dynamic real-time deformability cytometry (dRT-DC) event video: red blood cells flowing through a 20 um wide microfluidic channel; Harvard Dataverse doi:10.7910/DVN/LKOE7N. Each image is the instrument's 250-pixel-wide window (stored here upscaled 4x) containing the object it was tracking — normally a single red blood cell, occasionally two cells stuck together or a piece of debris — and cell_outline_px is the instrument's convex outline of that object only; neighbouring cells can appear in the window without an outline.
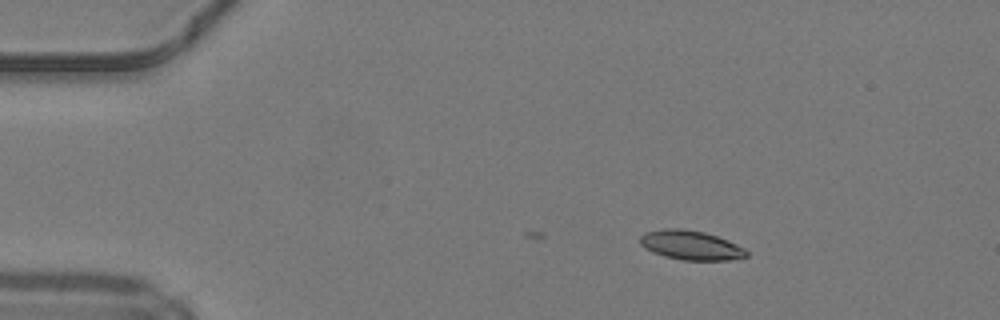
{"species": "common noctule bat (a hibernating species)", "species_latin": "Nyctalus noctula", "temperature_condition": "warm", "stored_images_in_passage": 4, "camera_frame_rate_fps": 3000, "um_per_image_px": 0.085, "animal": {"sex": "male", "body_mass_g": 19.2, "forearm_length_mm": 51.8}, "frame": {"image": 1, "passage_image": 4, "time_ms": 1.0, "image_size_px": [1000, 320], "cell_outline_px": [[748, 256], [728, 260], [684, 260], [664, 256], [652, 252], [644, 248], [640, 244], [640, 236], [644, 232], [664, 228], [680, 228], [704, 232], [728, 240], [744, 248], [748, 252]], "centroid_in_image_um": [58.69, 20.83], "position_along_channel_um": 26.3, "area_um2": 18.21}}